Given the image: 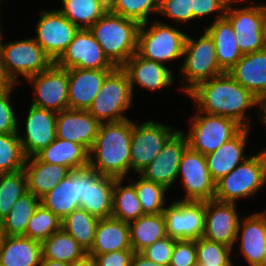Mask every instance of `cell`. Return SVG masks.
Returning <instances> with one entry per match:
<instances>
[{"instance_id":"1","label":"cell","mask_w":266,"mask_h":266,"mask_svg":"<svg viewBox=\"0 0 266 266\" xmlns=\"http://www.w3.org/2000/svg\"><path fill=\"white\" fill-rule=\"evenodd\" d=\"M197 102V110L207 114L234 119L244 128H250L245 112L259 99L239 84L228 72L198 84L188 93Z\"/></svg>"},{"instance_id":"2","label":"cell","mask_w":266,"mask_h":266,"mask_svg":"<svg viewBox=\"0 0 266 266\" xmlns=\"http://www.w3.org/2000/svg\"><path fill=\"white\" fill-rule=\"evenodd\" d=\"M133 125L130 119L101 123L89 151V167L101 175L124 179L130 171Z\"/></svg>"},{"instance_id":"3","label":"cell","mask_w":266,"mask_h":266,"mask_svg":"<svg viewBox=\"0 0 266 266\" xmlns=\"http://www.w3.org/2000/svg\"><path fill=\"white\" fill-rule=\"evenodd\" d=\"M139 28L137 21L108 10L89 30L108 59L122 67L137 52Z\"/></svg>"},{"instance_id":"4","label":"cell","mask_w":266,"mask_h":266,"mask_svg":"<svg viewBox=\"0 0 266 266\" xmlns=\"http://www.w3.org/2000/svg\"><path fill=\"white\" fill-rule=\"evenodd\" d=\"M266 184V148L249 156L234 170L216 182L214 199L235 203L241 198L252 197Z\"/></svg>"},{"instance_id":"5","label":"cell","mask_w":266,"mask_h":266,"mask_svg":"<svg viewBox=\"0 0 266 266\" xmlns=\"http://www.w3.org/2000/svg\"><path fill=\"white\" fill-rule=\"evenodd\" d=\"M133 95L127 73L116 67L104 79L87 111L100 123L128 119L123 113L132 106Z\"/></svg>"},{"instance_id":"6","label":"cell","mask_w":266,"mask_h":266,"mask_svg":"<svg viewBox=\"0 0 266 266\" xmlns=\"http://www.w3.org/2000/svg\"><path fill=\"white\" fill-rule=\"evenodd\" d=\"M183 56L185 60L180 73L187 86L183 85L181 89L186 94L198 84L224 73L217 62L214 41L205 30L198 40L187 35Z\"/></svg>"},{"instance_id":"7","label":"cell","mask_w":266,"mask_h":266,"mask_svg":"<svg viewBox=\"0 0 266 266\" xmlns=\"http://www.w3.org/2000/svg\"><path fill=\"white\" fill-rule=\"evenodd\" d=\"M147 25L140 24L138 31L137 53L141 57L163 64L183 57L187 34L159 21L148 29Z\"/></svg>"},{"instance_id":"8","label":"cell","mask_w":266,"mask_h":266,"mask_svg":"<svg viewBox=\"0 0 266 266\" xmlns=\"http://www.w3.org/2000/svg\"><path fill=\"white\" fill-rule=\"evenodd\" d=\"M202 113V114H201ZM244 127L234 119L198 111L186 136L188 147L203 155L216 151Z\"/></svg>"},{"instance_id":"9","label":"cell","mask_w":266,"mask_h":266,"mask_svg":"<svg viewBox=\"0 0 266 266\" xmlns=\"http://www.w3.org/2000/svg\"><path fill=\"white\" fill-rule=\"evenodd\" d=\"M0 39V54L4 69L11 81L20 82L18 75L26 79L47 70L54 62L33 38L3 44Z\"/></svg>"},{"instance_id":"10","label":"cell","mask_w":266,"mask_h":266,"mask_svg":"<svg viewBox=\"0 0 266 266\" xmlns=\"http://www.w3.org/2000/svg\"><path fill=\"white\" fill-rule=\"evenodd\" d=\"M154 120L133 125L130 148V169L140 173L162 151L167 141L177 132Z\"/></svg>"},{"instance_id":"11","label":"cell","mask_w":266,"mask_h":266,"mask_svg":"<svg viewBox=\"0 0 266 266\" xmlns=\"http://www.w3.org/2000/svg\"><path fill=\"white\" fill-rule=\"evenodd\" d=\"M163 215L167 236L176 240L196 241L202 237L205 223V201H179L165 206Z\"/></svg>"},{"instance_id":"12","label":"cell","mask_w":266,"mask_h":266,"mask_svg":"<svg viewBox=\"0 0 266 266\" xmlns=\"http://www.w3.org/2000/svg\"><path fill=\"white\" fill-rule=\"evenodd\" d=\"M63 69L114 70L116 66L104 54L89 29H79L66 50L54 62Z\"/></svg>"},{"instance_id":"13","label":"cell","mask_w":266,"mask_h":266,"mask_svg":"<svg viewBox=\"0 0 266 266\" xmlns=\"http://www.w3.org/2000/svg\"><path fill=\"white\" fill-rule=\"evenodd\" d=\"M239 1L247 2L248 0H231L225 13V17L237 34L239 49L243 54L261 51L265 49L261 29L266 6L249 5L244 8H233V4Z\"/></svg>"},{"instance_id":"14","label":"cell","mask_w":266,"mask_h":266,"mask_svg":"<svg viewBox=\"0 0 266 266\" xmlns=\"http://www.w3.org/2000/svg\"><path fill=\"white\" fill-rule=\"evenodd\" d=\"M34 40L55 62L66 50L79 28L59 10H43L35 26Z\"/></svg>"},{"instance_id":"15","label":"cell","mask_w":266,"mask_h":266,"mask_svg":"<svg viewBox=\"0 0 266 266\" xmlns=\"http://www.w3.org/2000/svg\"><path fill=\"white\" fill-rule=\"evenodd\" d=\"M37 95L32 106L61 112L69 109L68 105V69L53 63L47 70L27 78Z\"/></svg>"},{"instance_id":"16","label":"cell","mask_w":266,"mask_h":266,"mask_svg":"<svg viewBox=\"0 0 266 266\" xmlns=\"http://www.w3.org/2000/svg\"><path fill=\"white\" fill-rule=\"evenodd\" d=\"M187 191L183 201H207L214 199L216 183L207 167L205 155L187 147L178 167Z\"/></svg>"},{"instance_id":"17","label":"cell","mask_w":266,"mask_h":266,"mask_svg":"<svg viewBox=\"0 0 266 266\" xmlns=\"http://www.w3.org/2000/svg\"><path fill=\"white\" fill-rule=\"evenodd\" d=\"M236 204L215 199L205 201V223L202 237L233 248L237 240L240 217Z\"/></svg>"},{"instance_id":"18","label":"cell","mask_w":266,"mask_h":266,"mask_svg":"<svg viewBox=\"0 0 266 266\" xmlns=\"http://www.w3.org/2000/svg\"><path fill=\"white\" fill-rule=\"evenodd\" d=\"M187 147L185 133L178 130L139 175L146 180L161 184L169 190L170 186L178 179V167Z\"/></svg>"},{"instance_id":"19","label":"cell","mask_w":266,"mask_h":266,"mask_svg":"<svg viewBox=\"0 0 266 266\" xmlns=\"http://www.w3.org/2000/svg\"><path fill=\"white\" fill-rule=\"evenodd\" d=\"M57 112L30 106L25 122V135H19L26 158L35 156L56 138Z\"/></svg>"},{"instance_id":"20","label":"cell","mask_w":266,"mask_h":266,"mask_svg":"<svg viewBox=\"0 0 266 266\" xmlns=\"http://www.w3.org/2000/svg\"><path fill=\"white\" fill-rule=\"evenodd\" d=\"M100 124L87 110H62L57 112L56 138L82 145L89 152Z\"/></svg>"},{"instance_id":"21","label":"cell","mask_w":266,"mask_h":266,"mask_svg":"<svg viewBox=\"0 0 266 266\" xmlns=\"http://www.w3.org/2000/svg\"><path fill=\"white\" fill-rule=\"evenodd\" d=\"M114 178L104 176L90 167L84 168V190L80 208L104 219L112 217Z\"/></svg>"},{"instance_id":"22","label":"cell","mask_w":266,"mask_h":266,"mask_svg":"<svg viewBox=\"0 0 266 266\" xmlns=\"http://www.w3.org/2000/svg\"><path fill=\"white\" fill-rule=\"evenodd\" d=\"M84 190V168L72 170L52 190L40 198V204L61 220L80 208Z\"/></svg>"},{"instance_id":"23","label":"cell","mask_w":266,"mask_h":266,"mask_svg":"<svg viewBox=\"0 0 266 266\" xmlns=\"http://www.w3.org/2000/svg\"><path fill=\"white\" fill-rule=\"evenodd\" d=\"M112 70L68 69V105L73 110H88Z\"/></svg>"},{"instance_id":"24","label":"cell","mask_w":266,"mask_h":266,"mask_svg":"<svg viewBox=\"0 0 266 266\" xmlns=\"http://www.w3.org/2000/svg\"><path fill=\"white\" fill-rule=\"evenodd\" d=\"M121 68L127 73L132 92L136 83L151 91L174 83L173 72L163 63L143 58L137 52Z\"/></svg>"},{"instance_id":"25","label":"cell","mask_w":266,"mask_h":266,"mask_svg":"<svg viewBox=\"0 0 266 266\" xmlns=\"http://www.w3.org/2000/svg\"><path fill=\"white\" fill-rule=\"evenodd\" d=\"M250 128H243L216 151L205 155L207 167L215 183L234 170L249 156L243 155Z\"/></svg>"},{"instance_id":"26","label":"cell","mask_w":266,"mask_h":266,"mask_svg":"<svg viewBox=\"0 0 266 266\" xmlns=\"http://www.w3.org/2000/svg\"><path fill=\"white\" fill-rule=\"evenodd\" d=\"M240 252L250 266H260L266 250V212H258L239 222Z\"/></svg>"},{"instance_id":"27","label":"cell","mask_w":266,"mask_h":266,"mask_svg":"<svg viewBox=\"0 0 266 266\" xmlns=\"http://www.w3.org/2000/svg\"><path fill=\"white\" fill-rule=\"evenodd\" d=\"M228 73L260 100L266 95V48L243 54Z\"/></svg>"},{"instance_id":"28","label":"cell","mask_w":266,"mask_h":266,"mask_svg":"<svg viewBox=\"0 0 266 266\" xmlns=\"http://www.w3.org/2000/svg\"><path fill=\"white\" fill-rule=\"evenodd\" d=\"M226 12H220L215 21L205 31L213 39L216 46V56L219 67L228 72L243 56L237 44V34L232 24L225 17Z\"/></svg>"},{"instance_id":"29","label":"cell","mask_w":266,"mask_h":266,"mask_svg":"<svg viewBox=\"0 0 266 266\" xmlns=\"http://www.w3.org/2000/svg\"><path fill=\"white\" fill-rule=\"evenodd\" d=\"M23 171L28 191L40 199L66 178L72 170L62 165L41 162L33 156L26 158Z\"/></svg>"},{"instance_id":"30","label":"cell","mask_w":266,"mask_h":266,"mask_svg":"<svg viewBox=\"0 0 266 266\" xmlns=\"http://www.w3.org/2000/svg\"><path fill=\"white\" fill-rule=\"evenodd\" d=\"M132 249L129 224L113 217L99 219L94 243L88 254H105Z\"/></svg>"},{"instance_id":"31","label":"cell","mask_w":266,"mask_h":266,"mask_svg":"<svg viewBox=\"0 0 266 266\" xmlns=\"http://www.w3.org/2000/svg\"><path fill=\"white\" fill-rule=\"evenodd\" d=\"M42 243L25 236H4L0 266H39Z\"/></svg>"},{"instance_id":"32","label":"cell","mask_w":266,"mask_h":266,"mask_svg":"<svg viewBox=\"0 0 266 266\" xmlns=\"http://www.w3.org/2000/svg\"><path fill=\"white\" fill-rule=\"evenodd\" d=\"M41 162L65 166L71 170L89 167V152L77 143L55 138L35 155Z\"/></svg>"},{"instance_id":"33","label":"cell","mask_w":266,"mask_h":266,"mask_svg":"<svg viewBox=\"0 0 266 266\" xmlns=\"http://www.w3.org/2000/svg\"><path fill=\"white\" fill-rule=\"evenodd\" d=\"M130 244L134 252H141L167 236L163 213L145 214L129 223Z\"/></svg>"},{"instance_id":"34","label":"cell","mask_w":266,"mask_h":266,"mask_svg":"<svg viewBox=\"0 0 266 266\" xmlns=\"http://www.w3.org/2000/svg\"><path fill=\"white\" fill-rule=\"evenodd\" d=\"M40 205V199L31 192L22 195L9 214L0 221V228L4 236H25L29 219Z\"/></svg>"},{"instance_id":"35","label":"cell","mask_w":266,"mask_h":266,"mask_svg":"<svg viewBox=\"0 0 266 266\" xmlns=\"http://www.w3.org/2000/svg\"><path fill=\"white\" fill-rule=\"evenodd\" d=\"M63 7L58 9L79 29H89L108 10L104 0H61Z\"/></svg>"},{"instance_id":"36","label":"cell","mask_w":266,"mask_h":266,"mask_svg":"<svg viewBox=\"0 0 266 266\" xmlns=\"http://www.w3.org/2000/svg\"><path fill=\"white\" fill-rule=\"evenodd\" d=\"M86 254L87 251L62 228L42 242V257L45 259L72 263Z\"/></svg>"},{"instance_id":"37","label":"cell","mask_w":266,"mask_h":266,"mask_svg":"<svg viewBox=\"0 0 266 266\" xmlns=\"http://www.w3.org/2000/svg\"><path fill=\"white\" fill-rule=\"evenodd\" d=\"M123 180L114 178L112 217L129 224L145 214L136 195L135 185L130 183L122 186Z\"/></svg>"},{"instance_id":"38","label":"cell","mask_w":266,"mask_h":266,"mask_svg":"<svg viewBox=\"0 0 266 266\" xmlns=\"http://www.w3.org/2000/svg\"><path fill=\"white\" fill-rule=\"evenodd\" d=\"M98 222L97 217L79 208L73 210L61 220V228L88 252L93 246Z\"/></svg>"},{"instance_id":"39","label":"cell","mask_w":266,"mask_h":266,"mask_svg":"<svg viewBox=\"0 0 266 266\" xmlns=\"http://www.w3.org/2000/svg\"><path fill=\"white\" fill-rule=\"evenodd\" d=\"M28 192L23 170L0 174V221L9 214L16 201Z\"/></svg>"},{"instance_id":"40","label":"cell","mask_w":266,"mask_h":266,"mask_svg":"<svg viewBox=\"0 0 266 266\" xmlns=\"http://www.w3.org/2000/svg\"><path fill=\"white\" fill-rule=\"evenodd\" d=\"M25 160L18 133L0 134V174L23 170Z\"/></svg>"},{"instance_id":"41","label":"cell","mask_w":266,"mask_h":266,"mask_svg":"<svg viewBox=\"0 0 266 266\" xmlns=\"http://www.w3.org/2000/svg\"><path fill=\"white\" fill-rule=\"evenodd\" d=\"M136 195L144 214H161L166 204L165 192L168 190L163 185L154 183L139 176L133 183Z\"/></svg>"},{"instance_id":"42","label":"cell","mask_w":266,"mask_h":266,"mask_svg":"<svg viewBox=\"0 0 266 266\" xmlns=\"http://www.w3.org/2000/svg\"><path fill=\"white\" fill-rule=\"evenodd\" d=\"M60 229L61 219L40 204L29 219L25 237L42 243L52 233Z\"/></svg>"},{"instance_id":"43","label":"cell","mask_w":266,"mask_h":266,"mask_svg":"<svg viewBox=\"0 0 266 266\" xmlns=\"http://www.w3.org/2000/svg\"><path fill=\"white\" fill-rule=\"evenodd\" d=\"M197 266H231L233 248L200 237L195 241Z\"/></svg>"},{"instance_id":"44","label":"cell","mask_w":266,"mask_h":266,"mask_svg":"<svg viewBox=\"0 0 266 266\" xmlns=\"http://www.w3.org/2000/svg\"><path fill=\"white\" fill-rule=\"evenodd\" d=\"M109 11L144 24L149 14L158 13L159 0H111Z\"/></svg>"},{"instance_id":"45","label":"cell","mask_w":266,"mask_h":266,"mask_svg":"<svg viewBox=\"0 0 266 266\" xmlns=\"http://www.w3.org/2000/svg\"><path fill=\"white\" fill-rule=\"evenodd\" d=\"M158 14L186 23L193 19L192 0H159Z\"/></svg>"},{"instance_id":"46","label":"cell","mask_w":266,"mask_h":266,"mask_svg":"<svg viewBox=\"0 0 266 266\" xmlns=\"http://www.w3.org/2000/svg\"><path fill=\"white\" fill-rule=\"evenodd\" d=\"M14 86L0 91V134L19 133L18 120L10 103Z\"/></svg>"},{"instance_id":"47","label":"cell","mask_w":266,"mask_h":266,"mask_svg":"<svg viewBox=\"0 0 266 266\" xmlns=\"http://www.w3.org/2000/svg\"><path fill=\"white\" fill-rule=\"evenodd\" d=\"M175 241L176 239L166 236L148 246L140 253L155 263L169 266Z\"/></svg>"},{"instance_id":"48","label":"cell","mask_w":266,"mask_h":266,"mask_svg":"<svg viewBox=\"0 0 266 266\" xmlns=\"http://www.w3.org/2000/svg\"><path fill=\"white\" fill-rule=\"evenodd\" d=\"M169 266H197L195 241L176 240Z\"/></svg>"},{"instance_id":"49","label":"cell","mask_w":266,"mask_h":266,"mask_svg":"<svg viewBox=\"0 0 266 266\" xmlns=\"http://www.w3.org/2000/svg\"><path fill=\"white\" fill-rule=\"evenodd\" d=\"M134 254L133 249H123L105 254H90L95 266H129Z\"/></svg>"},{"instance_id":"50","label":"cell","mask_w":266,"mask_h":266,"mask_svg":"<svg viewBox=\"0 0 266 266\" xmlns=\"http://www.w3.org/2000/svg\"><path fill=\"white\" fill-rule=\"evenodd\" d=\"M231 0H192L193 19L201 18L213 12H226Z\"/></svg>"},{"instance_id":"51","label":"cell","mask_w":266,"mask_h":266,"mask_svg":"<svg viewBox=\"0 0 266 266\" xmlns=\"http://www.w3.org/2000/svg\"><path fill=\"white\" fill-rule=\"evenodd\" d=\"M129 266H164L146 258L140 252H134Z\"/></svg>"},{"instance_id":"52","label":"cell","mask_w":266,"mask_h":266,"mask_svg":"<svg viewBox=\"0 0 266 266\" xmlns=\"http://www.w3.org/2000/svg\"><path fill=\"white\" fill-rule=\"evenodd\" d=\"M13 86H15V84L11 81V79L6 74L3 61H2V57L0 54V91L12 88Z\"/></svg>"},{"instance_id":"53","label":"cell","mask_w":266,"mask_h":266,"mask_svg":"<svg viewBox=\"0 0 266 266\" xmlns=\"http://www.w3.org/2000/svg\"><path fill=\"white\" fill-rule=\"evenodd\" d=\"M70 266H95V261L94 258L87 253L82 258L70 263Z\"/></svg>"},{"instance_id":"54","label":"cell","mask_w":266,"mask_h":266,"mask_svg":"<svg viewBox=\"0 0 266 266\" xmlns=\"http://www.w3.org/2000/svg\"><path fill=\"white\" fill-rule=\"evenodd\" d=\"M39 266H70V263L41 258Z\"/></svg>"},{"instance_id":"55","label":"cell","mask_w":266,"mask_h":266,"mask_svg":"<svg viewBox=\"0 0 266 266\" xmlns=\"http://www.w3.org/2000/svg\"><path fill=\"white\" fill-rule=\"evenodd\" d=\"M259 107L261 108V113L259 117L261 118L262 122L266 126V95H264L260 100H259Z\"/></svg>"},{"instance_id":"56","label":"cell","mask_w":266,"mask_h":266,"mask_svg":"<svg viewBox=\"0 0 266 266\" xmlns=\"http://www.w3.org/2000/svg\"><path fill=\"white\" fill-rule=\"evenodd\" d=\"M262 39H263V43L264 46L266 48V10L264 11V18L262 21Z\"/></svg>"},{"instance_id":"57","label":"cell","mask_w":266,"mask_h":266,"mask_svg":"<svg viewBox=\"0 0 266 266\" xmlns=\"http://www.w3.org/2000/svg\"><path fill=\"white\" fill-rule=\"evenodd\" d=\"M260 266H266V250H265L264 257H263V260H262Z\"/></svg>"},{"instance_id":"58","label":"cell","mask_w":266,"mask_h":266,"mask_svg":"<svg viewBox=\"0 0 266 266\" xmlns=\"http://www.w3.org/2000/svg\"><path fill=\"white\" fill-rule=\"evenodd\" d=\"M3 238H4V235H3L1 228H0V249H1Z\"/></svg>"},{"instance_id":"59","label":"cell","mask_w":266,"mask_h":266,"mask_svg":"<svg viewBox=\"0 0 266 266\" xmlns=\"http://www.w3.org/2000/svg\"><path fill=\"white\" fill-rule=\"evenodd\" d=\"M1 36H2V31H1V25H0V39H1Z\"/></svg>"},{"instance_id":"60","label":"cell","mask_w":266,"mask_h":266,"mask_svg":"<svg viewBox=\"0 0 266 266\" xmlns=\"http://www.w3.org/2000/svg\"><path fill=\"white\" fill-rule=\"evenodd\" d=\"M104 1L109 5L111 0H104Z\"/></svg>"}]
</instances>
